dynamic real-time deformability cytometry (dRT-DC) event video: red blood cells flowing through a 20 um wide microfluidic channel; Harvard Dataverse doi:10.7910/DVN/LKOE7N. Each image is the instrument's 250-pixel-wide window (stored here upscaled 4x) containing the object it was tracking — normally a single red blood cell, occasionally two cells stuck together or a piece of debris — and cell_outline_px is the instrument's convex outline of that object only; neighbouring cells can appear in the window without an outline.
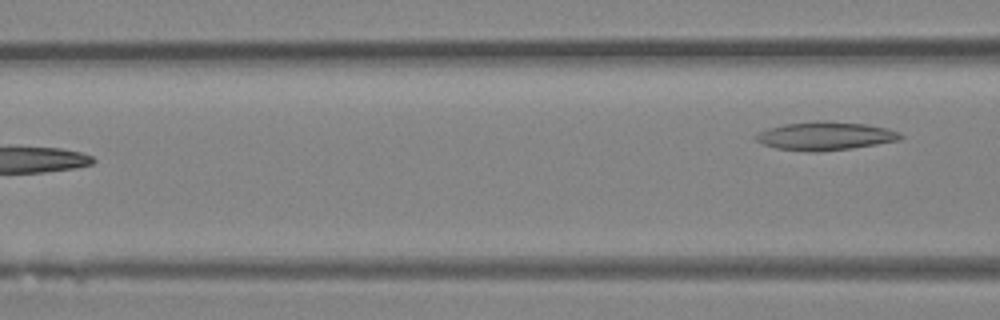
{"species": "Egyptian fruit bat (a non-hibernating species)", "species_latin": "Rousettus aegyptiacus", "temperature_condition": "room temperature", "stored_images_in_passage": 6, "camera_frame_rate_fps": 3000, "um_per_image_px": 0.085, "animal": {"sex": "female"}, "frame": {"image": 1, "passage_image": 6, "time_ms": 1.667, "image_size_px": [1000, 320], "cell_outline_px": [[904, 136], [900, 140], [852, 148], [820, 152], [808, 152], [776, 148], [764, 144], [756, 140], [756, 136], [760, 132], [768, 128], [784, 124], [816, 120], [828, 120], [868, 124], [888, 128], [900, 132]], "centroid_in_image_um": [70.2, 11.55], "position_along_channel_um": 96.4, "area_um2": 24.16}}